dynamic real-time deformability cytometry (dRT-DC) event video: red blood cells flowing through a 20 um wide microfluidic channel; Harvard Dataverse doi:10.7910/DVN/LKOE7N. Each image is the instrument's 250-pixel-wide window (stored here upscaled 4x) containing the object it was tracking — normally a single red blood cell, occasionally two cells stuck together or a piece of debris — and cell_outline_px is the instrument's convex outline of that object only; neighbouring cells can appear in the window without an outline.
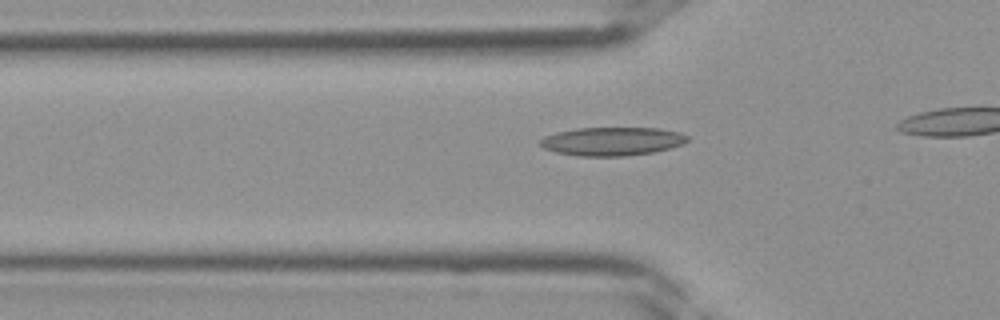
{"species": "Egyptian fruit bat (a non-hibernating species)", "species_latin": "Rousettus aegyptiacus", "temperature_condition": "room temperature", "stored_images_in_passage": 14, "camera_frame_rate_fps": 3000, "um_per_image_px": 0.085, "frame": {"image": 1, "passage_image": 10, "time_ms": 3.0, "image_size_px": [1000, 320], "cell_outline_px": [[688, 140], [684, 144], [652, 152], [624, 156], [576, 156], [556, 152], [544, 148], [540, 144], [540, 140], [544, 136], [556, 132], [576, 128], [660, 128], [680, 132], [688, 136]], "centroid_in_image_um": [52.02, 12.01], "position_along_channel_um": 73.8, "area_um2": 24.45}}